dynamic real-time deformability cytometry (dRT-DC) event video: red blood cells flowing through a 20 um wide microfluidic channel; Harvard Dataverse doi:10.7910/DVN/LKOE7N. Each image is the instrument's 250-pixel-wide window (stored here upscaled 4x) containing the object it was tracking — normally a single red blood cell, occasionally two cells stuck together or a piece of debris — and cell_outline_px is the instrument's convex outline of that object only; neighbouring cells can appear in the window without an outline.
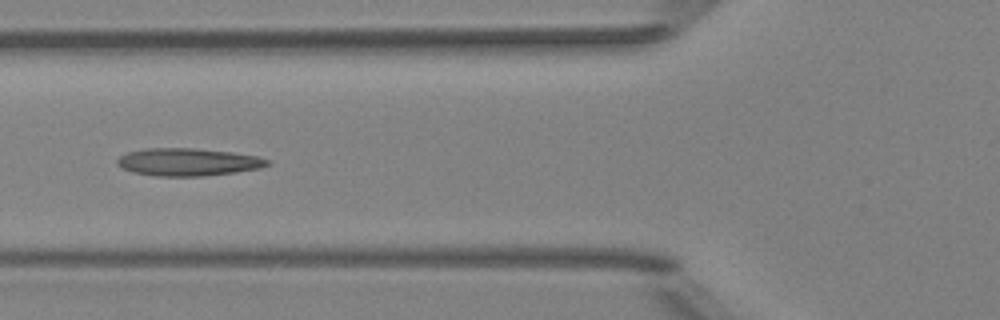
{"species": "Egyptian fruit bat (a non-hibernating species)", "species_latin": "Rousettus aegyptiacus", "temperature_condition": "room temperature", "stored_images_in_passage": 7, "camera_frame_rate_fps": 3000, "um_per_image_px": 0.085, "animal": {"sex": "female"}, "frame": {"image": 1, "passage_image": 6, "time_ms": 6.667, "image_size_px": [1000, 320], "cell_outline_px": [[272, 164], [260, 168], [236, 172], [204, 176], [156, 176], [132, 172], [116, 164], [116, 160], [120, 156], [128, 152], [144, 148], [196, 148], [232, 152], [256, 156], [268, 160]], "centroid_in_image_um": [15.98, 13.77], "position_along_channel_um": 109.8, "area_um2": 24.22}}
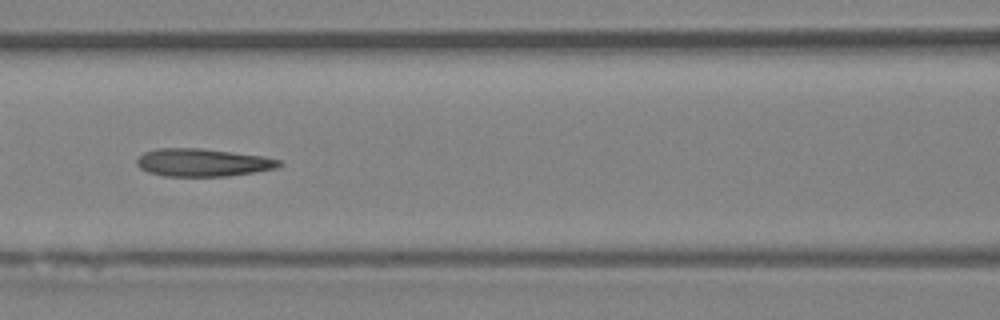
{"frame": {"image": 2, "passage_image": 7, "time_ms": 7.667, "image_size_px": [1000, 320], "cell_outline_px": [[284, 164], [276, 168], [228, 176], [164, 176], [148, 172], [140, 168], [136, 164], [136, 160], [144, 152], [156, 148], [200, 148], [264, 156], [280, 160]], "centroid_in_image_um": [17.22, 13.81], "position_along_channel_um": 149.4, "area_um2": 23.06}}